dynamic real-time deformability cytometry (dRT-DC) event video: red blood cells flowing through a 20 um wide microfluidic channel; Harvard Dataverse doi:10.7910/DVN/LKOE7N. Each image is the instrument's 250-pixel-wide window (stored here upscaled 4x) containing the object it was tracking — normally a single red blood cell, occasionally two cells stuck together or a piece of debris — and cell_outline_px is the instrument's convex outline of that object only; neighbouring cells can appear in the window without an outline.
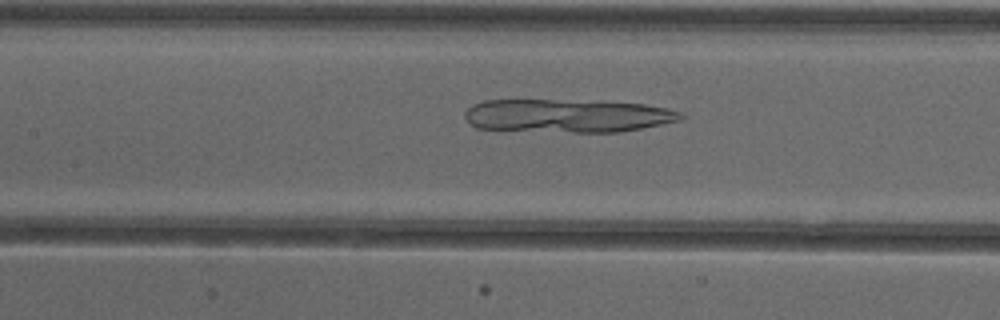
{"species": "common noctule bat (a hibernating species)", "species_latin": "Nyctalus noctula", "temperature_condition": "cold", "stored_images_in_passage": 48, "camera_frame_rate_fps": 3000, "um_per_image_px": 0.085, "animal": {"sex": "female"}, "frame": {"image": 1, "passage_image": 24, "time_ms": 7.667, "image_size_px": [1000, 320], "cell_outline_px": [[684, 120], [640, 128], [616, 132], [572, 132], [476, 128], [468, 124], [464, 116], [464, 112], [472, 104], [484, 100], [552, 100], [644, 104], [668, 108], [680, 112], [684, 116]], "centroid_in_image_um": [48.19, 9.84], "position_along_channel_um": 159.2, "area_um2": 41.62}}
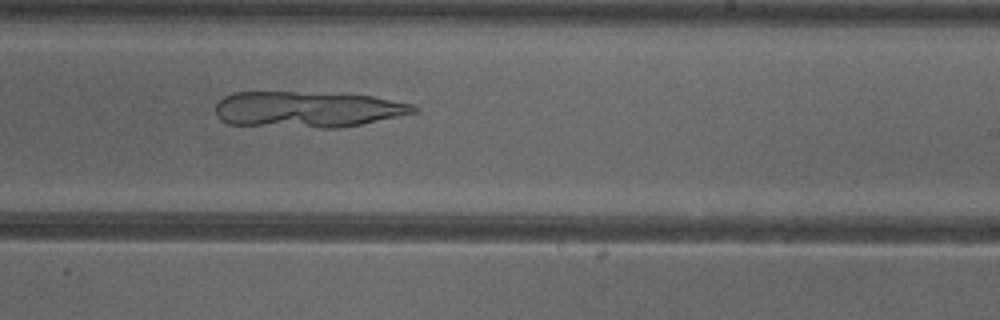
{"frame": {"image": 2, "passage_image": 32, "time_ms": 10.333, "image_size_px": [1000, 320], "cell_outline_px": [[420, 108], [416, 112], [360, 124], [340, 128], [320, 128], [228, 124], [220, 120], [216, 116], [216, 104], [224, 96], [232, 92], [296, 92], [372, 96], [412, 104]], "centroid_in_image_um": [26.08, 9.3], "position_along_channel_um": 262.9, "area_um2": 41.44}}
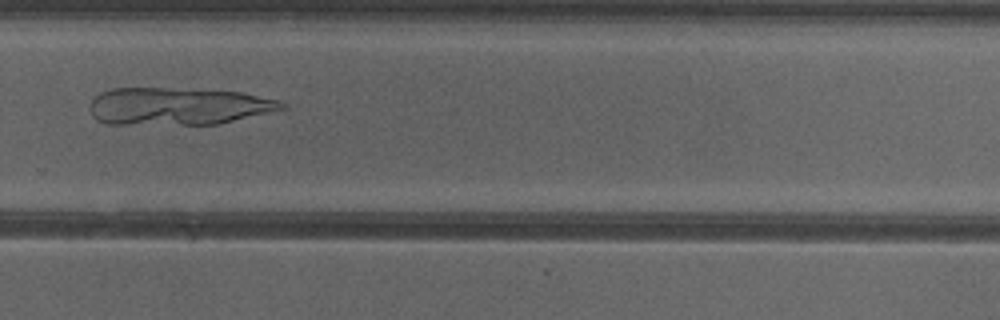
{"frame": {"image": 3, "passage_image": 36, "time_ms": 11.667, "image_size_px": [1000, 320], "cell_outline_px": [[288, 108], [216, 124], [104, 124], [96, 120], [92, 116], [88, 108], [88, 104], [100, 92], [112, 88], [164, 88], [240, 92], [280, 100], [288, 104]], "centroid_in_image_um": [15.09, 9.03], "position_along_channel_um": 314.7, "area_um2": 41.96}}